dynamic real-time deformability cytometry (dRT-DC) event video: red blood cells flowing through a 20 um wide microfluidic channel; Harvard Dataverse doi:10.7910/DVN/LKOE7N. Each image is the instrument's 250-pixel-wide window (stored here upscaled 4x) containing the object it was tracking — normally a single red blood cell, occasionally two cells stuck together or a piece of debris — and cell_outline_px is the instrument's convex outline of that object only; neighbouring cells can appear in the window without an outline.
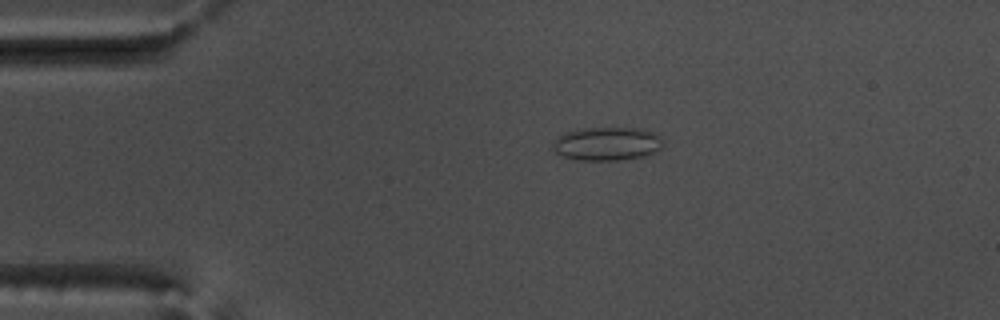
{"species": "common noctule bat (a hibernating species)", "species_latin": "Nyctalus noctula", "temperature_condition": "warm", "stored_images_in_passage": 44, "camera_frame_rate_fps": 3000, "um_per_image_px": 0.085, "animal": {"sex": "male", "body_mass_g": 17.5, "forearm_length_mm": 52.3}, "frame": {"image": 1, "passage_image": 1, "time_ms": 0.0, "image_size_px": [1000, 320], "cell_outline_px": [[664, 140], [660, 148], [656, 152], [644, 156], [620, 160], [576, 160], [564, 156], [556, 152], [552, 148], [552, 144], [564, 132], [584, 128], [636, 128], [652, 132], [660, 136]], "centroid_in_image_um": [51.61, 12.22], "position_along_channel_um": 33.4, "area_um2": 21.44}}
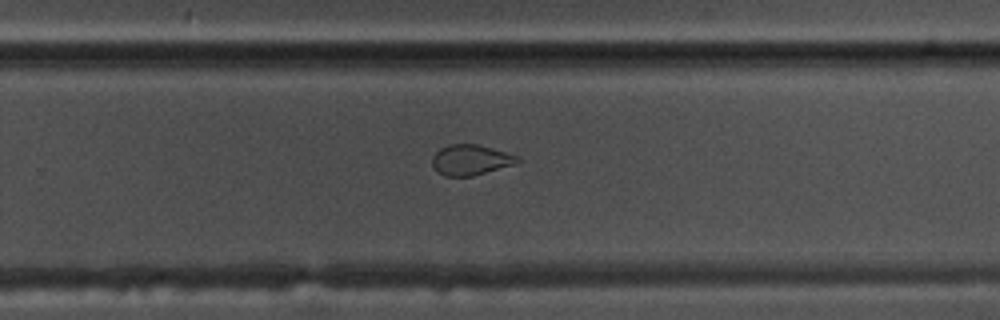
{"frame": {"image": 2, "passage_image": 25, "time_ms": 8.0, "image_size_px": [1000, 320], "cell_outline_px": [[524, 160], [516, 164], [472, 176], [444, 176], [436, 172], [432, 164], [432, 156], [440, 148], [448, 144], [476, 144], [492, 148], [520, 156]], "centroid_in_image_um": [40.03, 13.59], "position_along_channel_um": 289.8, "area_um2": 15.37}}
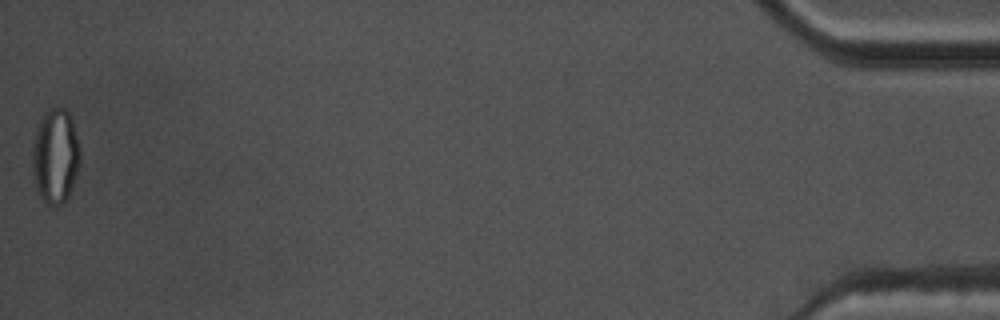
{"frame": {"image": 3, "passage_image": 44, "time_ms": 14.333, "image_size_px": [1000, 320], "cell_outline_px": [[80, 160], [68, 196], [56, 208], [48, 204], [36, 192], [32, 172], [32, 144], [36, 124], [44, 112], [48, 108], [64, 108], [68, 112], [72, 120], [80, 148]], "centroid_in_image_um": [4.66, 13.24], "position_along_channel_um": 430.5, "area_um2": 26.65}, "authors_computed_cell_mechanics": {"area_um2": 16.8487, "velocity_mm_per_s": 3.7518, "shape_relaxation_time_tau1_ms": null, "shape_relaxation_time_tau2_ms": 1.2441, "deformation_change_tau1": null, "deformation_change_tau2": 0.0647}}